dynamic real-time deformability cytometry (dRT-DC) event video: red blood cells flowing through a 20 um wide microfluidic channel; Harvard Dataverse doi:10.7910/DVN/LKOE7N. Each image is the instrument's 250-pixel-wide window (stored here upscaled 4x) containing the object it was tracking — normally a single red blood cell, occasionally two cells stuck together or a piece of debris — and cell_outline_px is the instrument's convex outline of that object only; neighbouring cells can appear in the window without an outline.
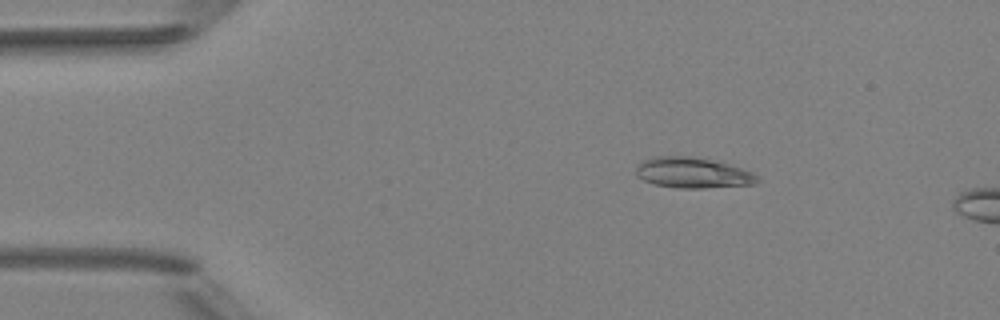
{"species": "Egyptian fruit bat (a non-hibernating species)", "species_latin": "Rousettus aegyptiacus", "temperature_condition": "room temperature", "stored_images_in_passage": 4, "camera_frame_rate_fps": 3000, "um_per_image_px": 0.085, "animal": {"sex": "female"}, "frame": {"image": 1, "passage_image": 3, "time_ms": 2.333, "image_size_px": [1000, 320], "cell_outline_px": [[760, 180], [756, 184], [704, 188], [676, 188], [652, 184], [636, 176], [636, 164], [652, 156], [692, 156], [712, 160], [740, 168], [752, 172], [760, 176]], "centroid_in_image_um": [58.86, 14.69], "position_along_channel_um": 26.1, "area_um2": 21.85}}